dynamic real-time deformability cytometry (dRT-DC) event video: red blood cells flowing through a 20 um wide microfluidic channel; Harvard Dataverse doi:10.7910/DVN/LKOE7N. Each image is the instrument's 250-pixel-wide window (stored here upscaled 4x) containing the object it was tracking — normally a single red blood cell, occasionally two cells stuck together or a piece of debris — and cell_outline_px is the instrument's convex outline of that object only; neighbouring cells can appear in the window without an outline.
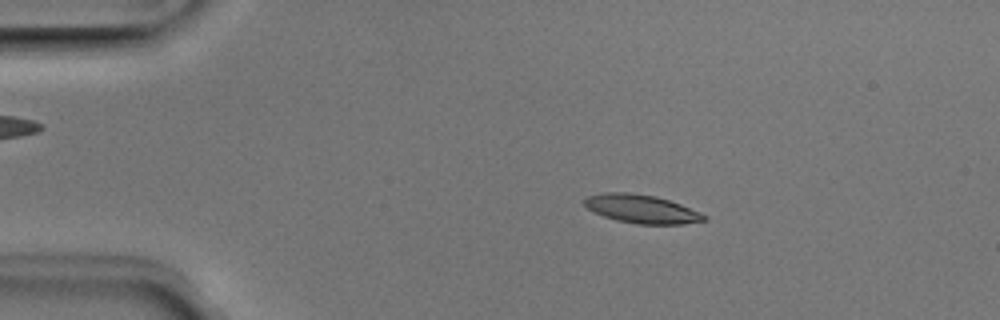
{"species": "Egyptian fruit bat (a non-hibernating species)", "species_latin": "Rousettus aegyptiacus", "temperature_condition": "room temperature", "stored_images_in_passage": 52, "camera_frame_rate_fps": 3000, "um_per_image_px": 0.085, "animal": {"sex": "male"}, "frame": {"image": 1, "passage_image": 10, "time_ms": 3.0, "image_size_px": [1000, 320], "cell_outline_px": [[708, 220], [684, 224], [636, 224], [616, 220], [604, 216], [588, 208], [584, 204], [584, 200], [588, 196], [604, 192], [628, 192], [656, 196], [680, 204], [700, 212], [708, 216]], "centroid_in_image_um": [54.57, 17.76], "position_along_channel_um": 30.4, "area_um2": 19.83}}
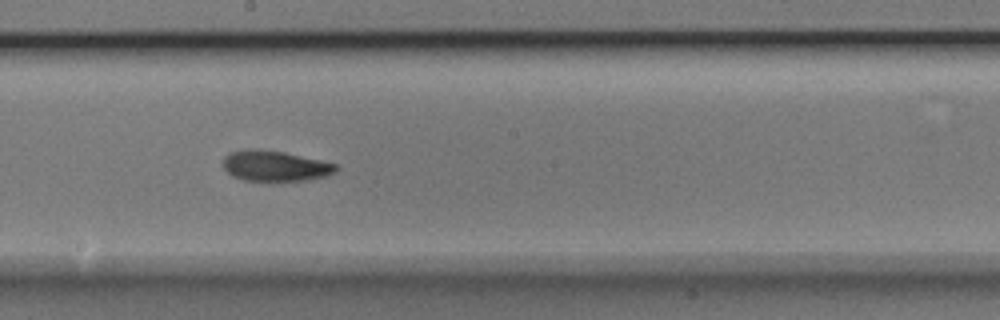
{"frame": {"image": 2, "passage_image": 29, "time_ms": 9.333, "image_size_px": [1000, 320], "cell_outline_px": [[336, 172], [324, 176], [304, 180], [272, 184], [244, 180], [232, 176], [224, 168], [224, 156], [232, 152], [256, 148], [284, 152], [320, 160], [336, 164]], "centroid_in_image_um": [23.36, 14.15], "position_along_channel_um": 224.8, "area_um2": 20.52}}
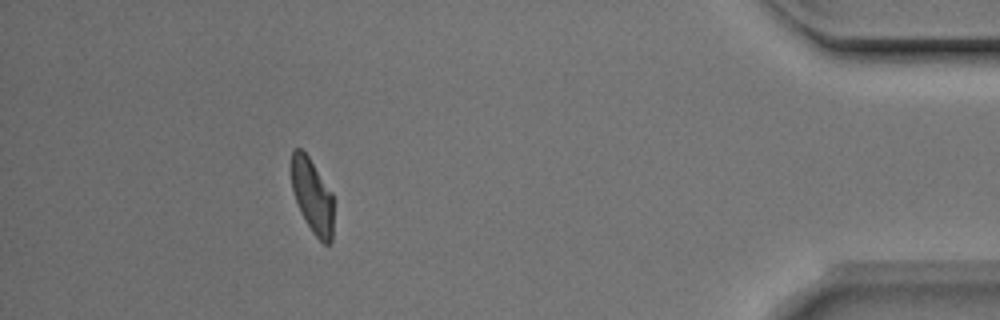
{"frame": {"image": 3, "passage_image": 47, "time_ms": 15.333, "image_size_px": [1000, 320], "cell_outline_px": [[332, 240], [328, 244], [324, 244], [312, 232], [300, 212], [292, 188], [292, 152], [296, 148], [300, 148], [308, 156], [332, 192]], "centroid_in_image_um": [26.55, 16.67], "position_along_channel_um": 408.7, "area_um2": 17.92}, "authors_computed_cell_mechanics": {"area_um2": 19.6809, "velocity_mm_per_s": 3.9392, "shape_relaxation_time_tau1_ms": 3.8521, "shape_relaxation_time_tau2_ms": 3.1662, "deformation_change_tau1": 0.1634, "deformation_change_tau2": 0.0885}}